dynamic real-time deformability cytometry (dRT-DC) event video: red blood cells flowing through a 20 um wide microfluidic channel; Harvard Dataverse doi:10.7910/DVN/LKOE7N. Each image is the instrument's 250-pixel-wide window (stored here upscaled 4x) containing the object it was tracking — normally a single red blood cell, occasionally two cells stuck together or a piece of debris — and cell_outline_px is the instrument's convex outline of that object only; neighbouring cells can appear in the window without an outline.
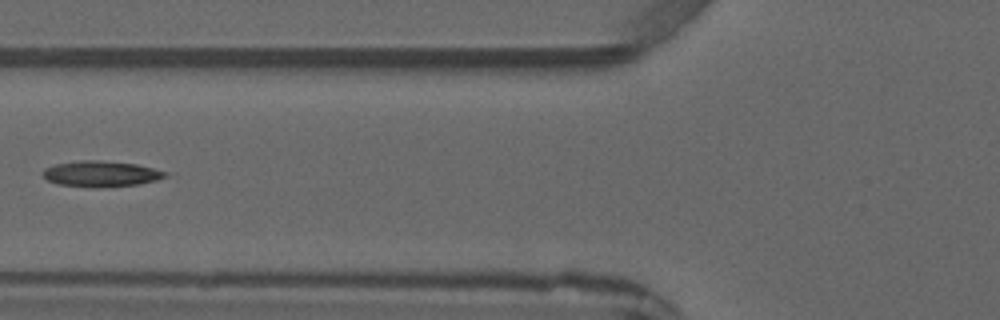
{"species": "common noctule bat (a hibernating species)", "species_latin": "Nyctalus noctula", "temperature_condition": "warm", "stored_images_in_passage": 4, "camera_frame_rate_fps": 3000, "um_per_image_px": 0.085, "animal": {"sex": "male", "forearm_length_mm": 52.5}, "frame": {"image": 1, "passage_image": 4, "time_ms": 4.667, "image_size_px": [1000, 320], "cell_outline_px": [[168, 176], [156, 180], [136, 184], [96, 188], [88, 188], [60, 184], [48, 180], [40, 172], [44, 168], [56, 164], [84, 160], [100, 160], [136, 164], [152, 168], [164, 172]], "centroid_in_image_um": [8.54, 14.78], "position_along_channel_um": 117.3, "area_um2": 18.26}}